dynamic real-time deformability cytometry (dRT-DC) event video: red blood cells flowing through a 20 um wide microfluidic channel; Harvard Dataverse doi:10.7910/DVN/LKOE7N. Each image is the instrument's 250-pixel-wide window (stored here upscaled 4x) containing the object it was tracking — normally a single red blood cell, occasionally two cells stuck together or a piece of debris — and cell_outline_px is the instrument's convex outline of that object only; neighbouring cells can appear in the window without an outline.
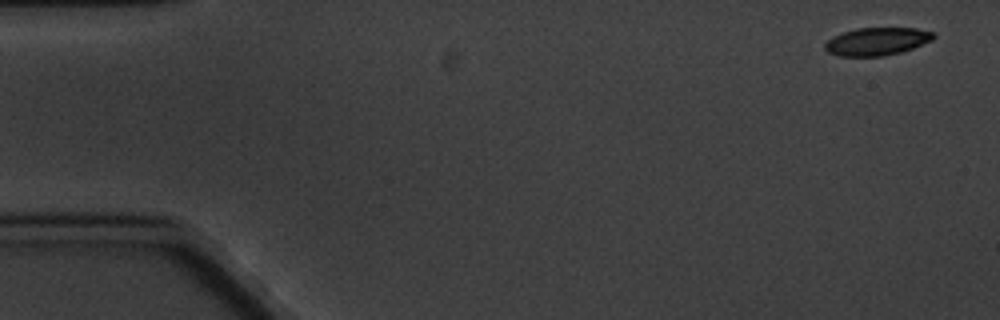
{"species": "common noctule bat (a hibernating species)", "species_latin": "Nyctalus noctula", "temperature_condition": "cold", "stored_images_in_passage": 7, "camera_frame_rate_fps": 3000, "um_per_image_px": 0.085, "animal": {"sex": "male", "body_mass_g": 20.1, "forearm_length_mm": 53.5}, "frame": {"image": 1, "passage_image": 1, "time_ms": 0.0, "image_size_px": [1000, 320], "cell_outline_px": [[936, 36], [932, 40], [912, 48], [900, 52], [884, 56], [840, 56], [828, 52], [824, 48], [824, 44], [832, 36], [856, 28], [916, 28], [932, 32]], "centroid_in_image_um": [74.52, 3.52], "position_along_channel_um": 10.5, "area_um2": 17.51}}
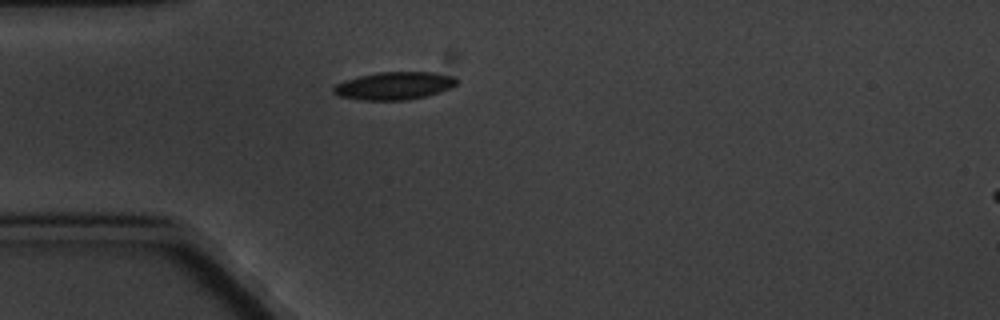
{"frame": {"image": 2, "passage_image": 5, "time_ms": 4.667, "image_size_px": [1000, 320], "cell_outline_px": [[460, 80], [452, 88], [440, 92], [408, 100], [360, 100], [340, 96], [332, 92], [332, 88], [336, 84], [344, 80], [360, 76], [380, 72], [436, 72], [456, 76]], "centroid_in_image_um": [33.56, 7.28], "position_along_channel_um": 51.4, "area_um2": 20.11}}